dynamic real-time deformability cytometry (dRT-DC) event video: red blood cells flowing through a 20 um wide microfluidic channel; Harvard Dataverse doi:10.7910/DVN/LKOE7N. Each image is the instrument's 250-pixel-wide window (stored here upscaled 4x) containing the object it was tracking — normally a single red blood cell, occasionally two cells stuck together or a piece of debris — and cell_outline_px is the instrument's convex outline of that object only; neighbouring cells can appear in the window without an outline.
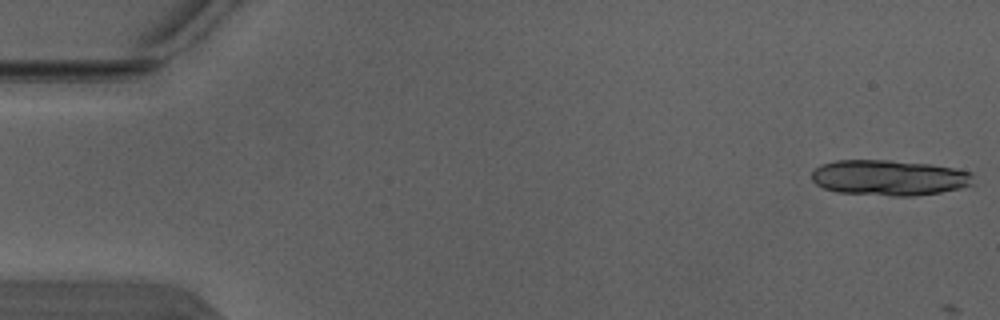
{"species": "Egyptian fruit bat (a non-hibernating species)", "species_latin": "Rousettus aegyptiacus", "temperature_condition": "warm", "stored_images_in_passage": 5, "camera_frame_rate_fps": 3000, "um_per_image_px": 0.085, "animal": {"sex": "male"}, "frame": {"image": 1, "passage_image": 1, "time_ms": 0.0, "image_size_px": [1000, 320], "cell_outline_px": [[972, 184], [960, 188], [940, 192], [912, 196], [892, 196], [836, 192], [824, 188], [816, 184], [812, 180], [812, 172], [820, 164], [836, 160], [892, 160], [928, 164], [952, 168], [972, 172]], "centroid_in_image_um": [75.54, 15.1], "position_along_channel_um": 9.5, "area_um2": 33.47}}